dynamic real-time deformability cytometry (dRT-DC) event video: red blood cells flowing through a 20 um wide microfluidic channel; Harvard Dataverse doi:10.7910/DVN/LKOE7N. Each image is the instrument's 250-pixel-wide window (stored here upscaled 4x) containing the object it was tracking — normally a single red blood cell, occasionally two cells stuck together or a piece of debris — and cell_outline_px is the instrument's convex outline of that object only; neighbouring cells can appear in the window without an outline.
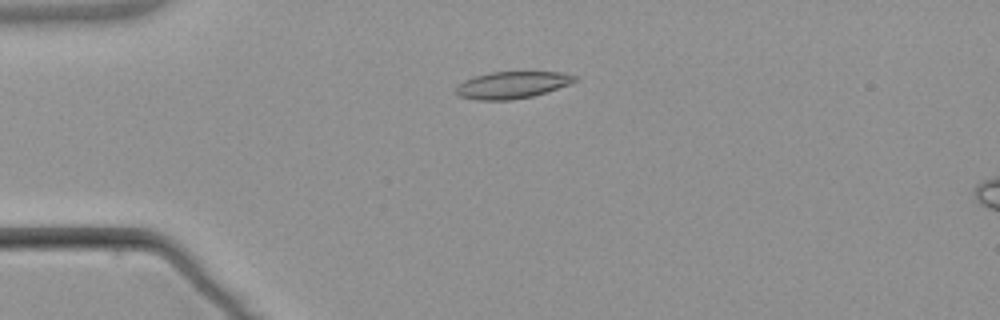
{"species": "common noctule bat (a hibernating species)", "species_latin": "Nyctalus noctula", "temperature_condition": "warm", "stored_images_in_passage": 6, "camera_frame_rate_fps": 3000, "um_per_image_px": 0.085, "animal": {"sex": "male", "body_mass_g": 21.5, "forearm_length_mm": 52.0}, "frame": {"image": 1, "passage_image": 3, "time_ms": 3.333, "image_size_px": [1000, 320], "cell_outline_px": [[580, 80], [572, 84], [532, 96], [512, 100], [476, 100], [460, 96], [452, 92], [464, 80], [476, 76], [492, 72], [560, 72], [580, 76]], "centroid_in_image_um": [43.58, 7.22], "position_along_channel_um": 41.4, "area_um2": 18.84}}
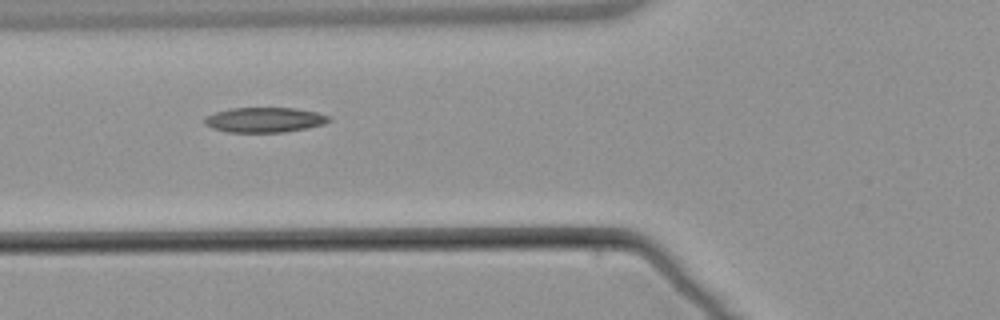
{"frame": {"image": 2, "passage_image": 5, "time_ms": 5.667, "image_size_px": [1000, 320], "cell_outline_px": [[332, 120], [324, 124], [284, 132], [228, 132], [212, 128], [204, 124], [204, 116], [216, 112], [232, 108], [296, 108], [316, 112], [332, 116]], "centroid_in_image_um": [22.49, 10.18], "position_along_channel_um": 103.3, "area_um2": 18.15}}
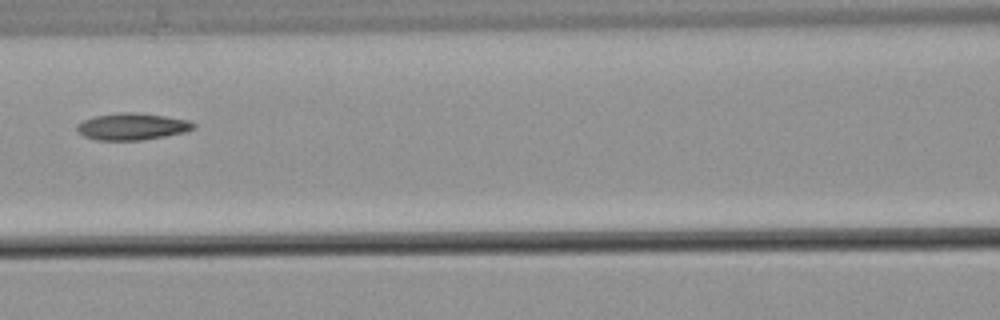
{"frame": {"image": 3, "passage_image": 6, "time_ms": 7.0, "image_size_px": [1000, 320], "cell_outline_px": [[196, 128], [184, 132], [144, 140], [96, 140], [84, 136], [76, 128], [76, 124], [84, 120], [96, 116], [124, 112], [132, 112], [164, 116], [188, 120], [196, 124]], "centroid_in_image_um": [11.24, 10.76], "position_along_channel_um": 155.4, "area_um2": 18.03}}